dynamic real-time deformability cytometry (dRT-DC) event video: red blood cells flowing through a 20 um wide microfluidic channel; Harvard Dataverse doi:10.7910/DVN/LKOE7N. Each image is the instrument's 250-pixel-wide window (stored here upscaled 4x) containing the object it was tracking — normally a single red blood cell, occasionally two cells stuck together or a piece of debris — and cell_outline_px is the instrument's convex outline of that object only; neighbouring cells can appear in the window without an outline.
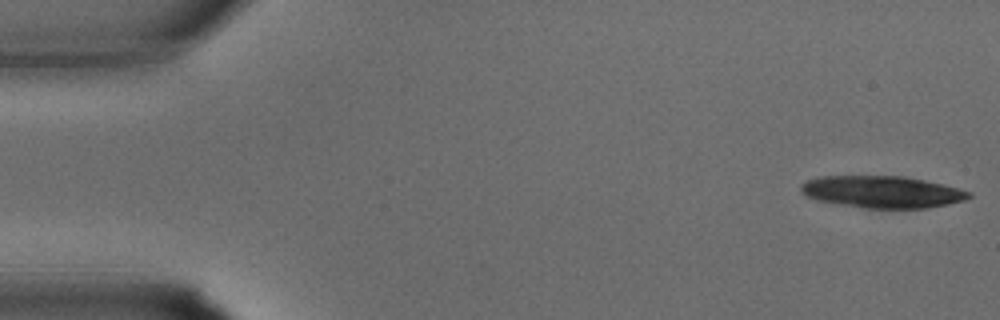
{"species": "common noctule bat (a hibernating species)", "species_latin": "Nyctalus noctula", "temperature_condition": "warm", "stored_images_in_passage": 34, "camera_frame_rate_fps": 3000, "um_per_image_px": 0.085, "animal": {"sex": "male", "body_mass_g": 15.6}, "frame": {"image": 1, "passage_image": 1, "time_ms": 0.0, "image_size_px": [1000, 320], "cell_outline_px": [[972, 196], [964, 200], [948, 204], [928, 208], [864, 208], [816, 200], [808, 196], [800, 188], [800, 184], [808, 180], [820, 176], [904, 176], [924, 180], [972, 192]], "centroid_in_image_um": [74.99, 16.31], "position_along_channel_um": 10.0, "area_um2": 31.04}}
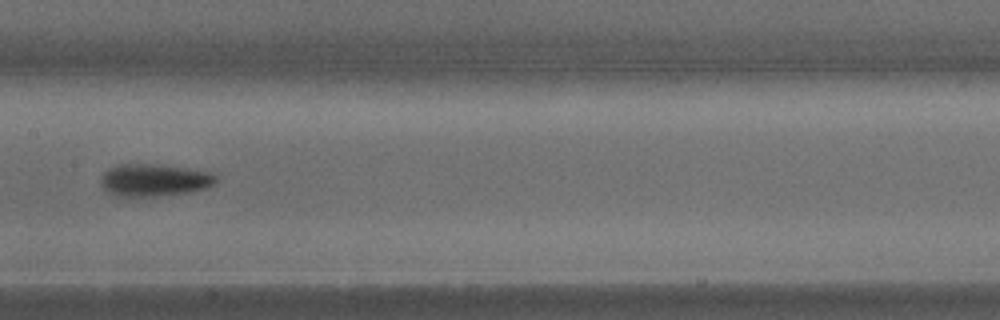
{"frame": {"image": 2, "passage_image": 17, "time_ms": 5.333, "image_size_px": [1000, 320], "cell_outline_px": [[216, 184], [192, 192], [156, 196], [116, 196], [104, 188], [100, 184], [100, 180], [104, 172], [108, 168], [120, 164], [148, 164], [184, 168], [212, 172], [216, 176]], "centroid_in_image_um": [13.11, 15.31], "position_along_channel_um": 194.3, "area_um2": 21.56}}
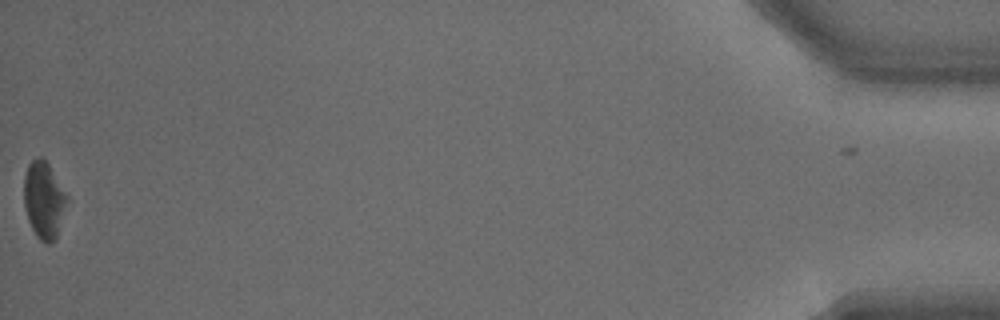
{"frame": {"image": 3, "passage_image": 34, "time_ms": 11.0, "image_size_px": [1000, 320], "cell_outline_px": [[68, 200], [56, 240], [48, 244], [40, 240], [36, 236], [28, 220], [24, 204], [24, 176], [28, 164], [32, 160], [40, 156], [48, 164], [68, 196]], "centroid_in_image_um": [3.73, 17.02], "position_along_channel_um": 431.5, "area_um2": 19.25}}